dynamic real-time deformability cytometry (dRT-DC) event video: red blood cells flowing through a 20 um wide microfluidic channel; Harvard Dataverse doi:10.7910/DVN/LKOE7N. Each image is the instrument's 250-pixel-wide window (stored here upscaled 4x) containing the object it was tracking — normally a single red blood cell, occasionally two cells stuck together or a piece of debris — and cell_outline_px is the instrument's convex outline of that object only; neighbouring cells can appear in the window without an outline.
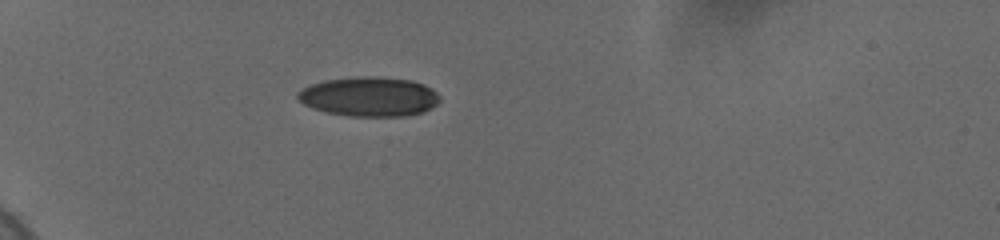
{"species": "human", "species_latin": "Homo sapiens", "temperature_condition": "cold", "stored_images_in_passage": 34, "camera_frame_rate_fps": 3000, "um_per_image_px": 0.085, "donor": {"sex": "female"}, "frame": {"image": 1, "passage_image": 1, "time_ms": 0.0, "image_size_px": [1000, 240], "cell_outline_px": [[440, 100], [436, 104], [424, 112], [404, 116], [348, 116], [324, 112], [312, 108], [304, 104], [296, 96], [296, 92], [308, 84], [324, 80], [356, 76], [376, 76], [412, 80], [424, 84], [432, 88], [440, 96]], "centroid_in_image_um": [31.36, 8.2], "position_along_channel_um": 53.6, "area_um2": 33.12}}
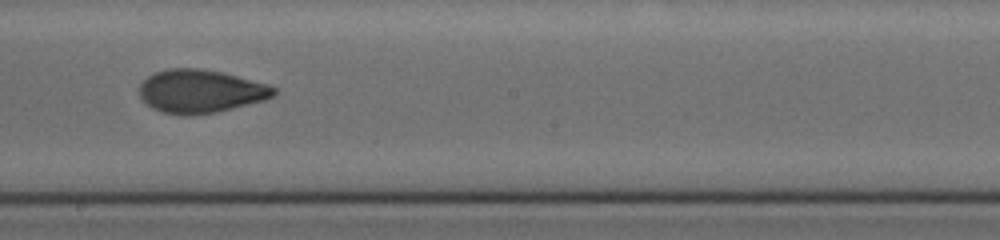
{"frame": {"image": 2, "passage_image": 18, "time_ms": 5.667, "image_size_px": [1000, 240], "cell_outline_px": [[276, 96], [264, 100], [216, 112], [192, 116], [184, 116], [164, 112], [152, 108], [140, 96], [140, 84], [148, 76], [156, 72], [168, 68], [200, 68], [224, 72], [268, 84], [276, 88]], "centroid_in_image_um": [17.07, 7.75], "position_along_channel_um": 231.1, "area_um2": 33.99}}
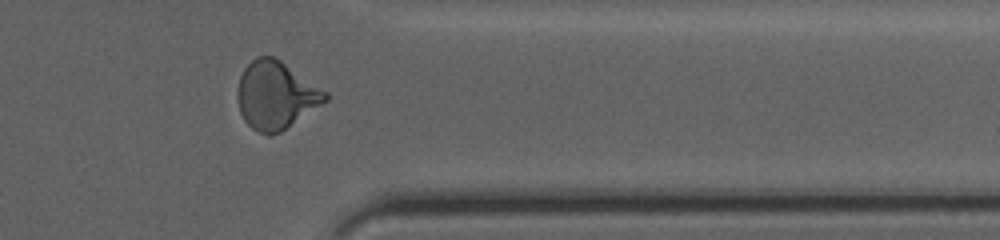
{"frame": {"image": 3, "passage_image": 31, "time_ms": 10.0, "image_size_px": [1000, 240], "cell_outline_px": [[328, 100], [280, 132], [260, 132], [252, 128], [244, 120], [240, 112], [236, 96], [236, 92], [240, 76], [244, 68], [256, 56], [272, 56], [280, 60], [328, 92]], "centroid_in_image_um": [23.43, 8.06], "position_along_channel_um": 388.0, "area_um2": 34.28}, "authors_computed_cell_mechanics": {"area_um2": 33.7841, "velocity_mm_per_s": 3.6879, "shape_relaxation_time_tau1_ms": 5.3332, "shape_relaxation_time_tau2_ms": 1.4169, "deformation_change_tau1": 0.1841, "deformation_change_tau2": 0.0655}}